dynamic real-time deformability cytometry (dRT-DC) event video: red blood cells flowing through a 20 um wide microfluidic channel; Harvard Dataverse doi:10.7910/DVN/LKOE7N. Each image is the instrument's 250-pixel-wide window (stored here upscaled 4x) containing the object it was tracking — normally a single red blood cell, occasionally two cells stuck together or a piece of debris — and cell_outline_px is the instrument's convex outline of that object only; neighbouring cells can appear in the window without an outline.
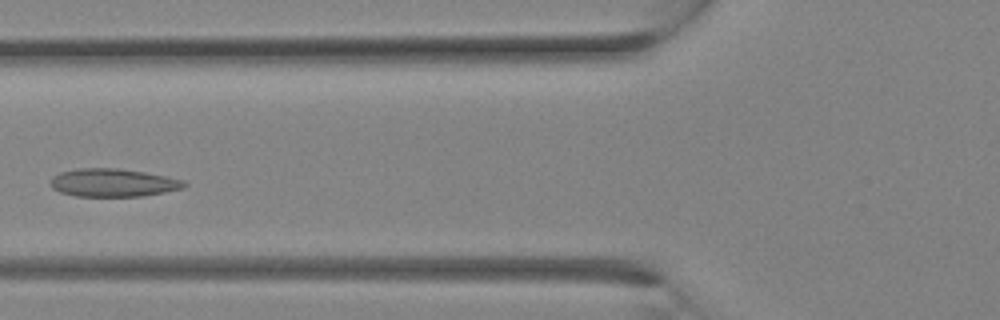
{"species": "Egyptian fruit bat (a non-hibernating species)", "species_latin": "Rousettus aegyptiacus", "temperature_condition": "room temperature", "stored_images_in_passage": 11, "camera_frame_rate_fps": 3000, "um_per_image_px": 0.085, "animal": {"sex": "female"}, "frame": {"image": 1, "passage_image": 10, "time_ms": 3.0, "image_size_px": [1000, 320], "cell_outline_px": [[188, 184], [184, 188], [164, 192], [140, 196], [76, 196], [60, 192], [52, 188], [48, 184], [52, 176], [60, 172], [76, 168], [120, 168], [144, 172], [184, 180]], "centroid_in_image_um": [9.57, 15.52], "position_along_channel_um": 116.2, "area_um2": 21.96}}